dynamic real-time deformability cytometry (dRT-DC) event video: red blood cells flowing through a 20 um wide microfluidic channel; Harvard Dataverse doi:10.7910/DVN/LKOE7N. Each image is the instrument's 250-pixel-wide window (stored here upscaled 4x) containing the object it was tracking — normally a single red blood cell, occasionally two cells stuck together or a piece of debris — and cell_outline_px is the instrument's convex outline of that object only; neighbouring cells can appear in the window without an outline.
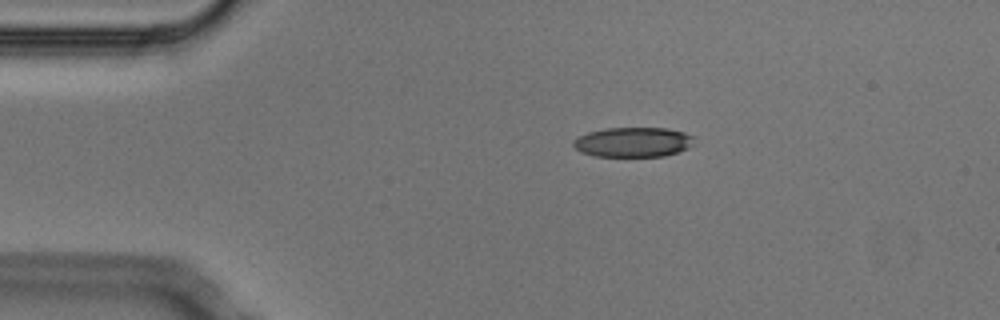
{"species": "Egyptian fruit bat (a non-hibernating species)", "species_latin": "Rousettus aegyptiacus", "temperature_condition": "cold", "stored_images_in_passage": 4, "camera_frame_rate_fps": 3000, "um_per_image_px": 0.085, "animal": {"sex": "male"}, "frame": {"image": 1, "passage_image": 2, "time_ms": 0.333, "image_size_px": [1000, 320], "cell_outline_px": [[692, 144], [688, 148], [664, 156], [592, 156], [580, 152], [572, 144], [572, 140], [588, 132], [604, 128], [668, 128], [684, 132], [692, 136]], "centroid_in_image_um": [53.77, 12.08], "position_along_channel_um": 31.2, "area_um2": 20.92}}
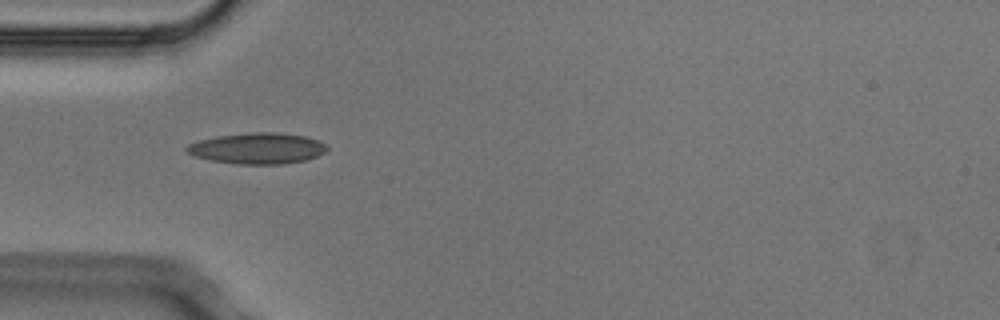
{"frame": {"image": 2, "passage_image": 3, "time_ms": 0.667, "image_size_px": [1000, 320], "cell_outline_px": [[328, 148], [324, 152], [316, 156], [304, 160], [284, 164], [236, 164], [212, 160], [196, 156], [188, 152], [184, 148], [188, 144], [200, 140], [220, 136], [252, 132], [280, 132], [304, 136], [316, 140], [324, 144]], "centroid_in_image_um": [21.88, 12.61], "position_along_channel_um": 63.1, "area_um2": 25.03}}
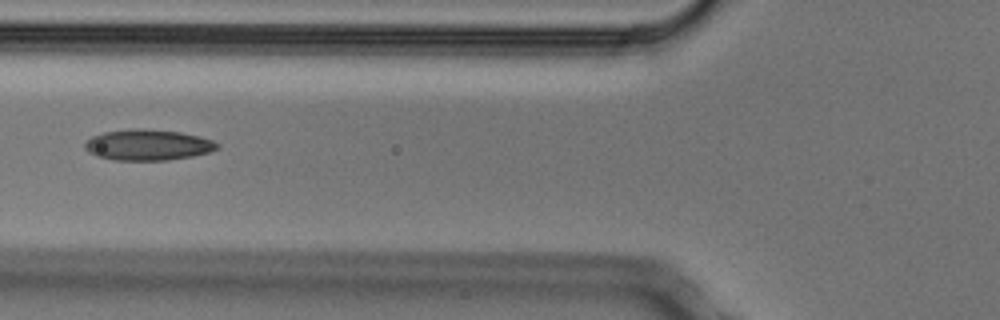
{"frame": {"image": 3, "passage_image": 4, "time_ms": 1.0, "image_size_px": [1000, 320], "cell_outline_px": [[220, 148], [208, 152], [192, 156], [168, 160], [116, 160], [96, 156], [88, 152], [84, 148], [84, 144], [92, 136], [104, 132], [136, 128], [180, 132], [200, 136], [212, 140], [220, 144]], "centroid_in_image_um": [12.58, 12.32], "position_along_channel_um": 113.2, "area_um2": 23.76}}